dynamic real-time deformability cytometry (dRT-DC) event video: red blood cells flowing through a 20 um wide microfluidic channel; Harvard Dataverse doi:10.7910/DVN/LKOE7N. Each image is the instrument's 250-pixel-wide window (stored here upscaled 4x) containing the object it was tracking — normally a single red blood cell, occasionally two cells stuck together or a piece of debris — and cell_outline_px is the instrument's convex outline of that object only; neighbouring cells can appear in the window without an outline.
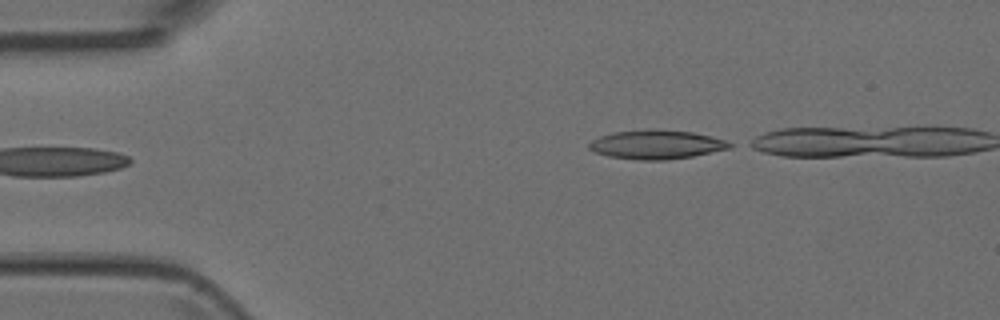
{"species": "Egyptian fruit bat (a non-hibernating species)", "species_latin": "Rousettus aegyptiacus", "temperature_condition": "room temperature", "stored_images_in_passage": 4, "segment_of_instrument_passage": [2, 2], "camera_frame_rate_fps": 3000, "um_per_image_px": 0.085, "animal": {"sex": "female"}, "frame": {"image": 1, "passage_image": 4, "time_ms": 1.0, "image_size_px": [1000, 320], "cell_outline_px": [[736, 144], [732, 148], [692, 156], [668, 160], [640, 160], [608, 156], [596, 152], [588, 148], [588, 144], [592, 140], [600, 136], [612, 132], [648, 128], [652, 128], [692, 132], [728, 140]], "centroid_in_image_um": [55.83, 12.27], "position_along_channel_um": 29.2, "area_um2": 24.1}}